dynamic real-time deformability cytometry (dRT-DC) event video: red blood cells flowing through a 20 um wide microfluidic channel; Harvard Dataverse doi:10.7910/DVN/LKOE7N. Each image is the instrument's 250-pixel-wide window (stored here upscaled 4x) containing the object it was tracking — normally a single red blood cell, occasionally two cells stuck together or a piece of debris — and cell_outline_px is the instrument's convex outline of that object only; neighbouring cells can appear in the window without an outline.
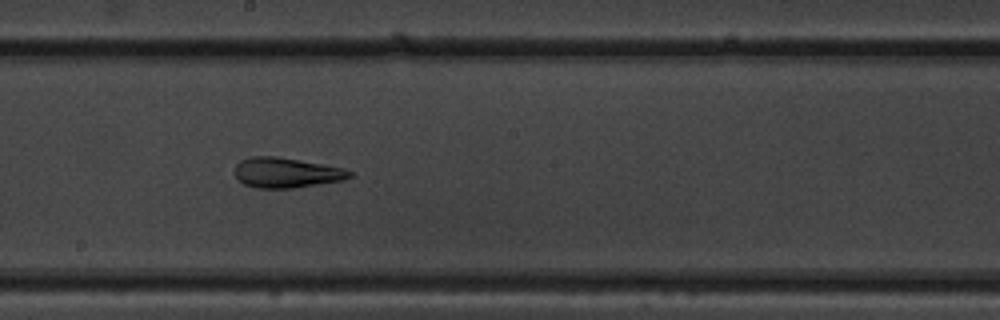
{"species": "common noctule bat (a hibernating species)", "species_latin": "Nyctalus noctula", "temperature_condition": "warm", "stored_images_in_passage": 41, "camera_frame_rate_fps": 3000, "um_per_image_px": 0.085, "animal": {"sex": "male", "body_mass_g": 19.5, "forearm_length_mm": 54.6}, "frame": {"image": 1, "passage_image": 18, "time_ms": 5.667, "image_size_px": [1000, 320], "cell_outline_px": [[352, 176], [344, 180], [292, 188], [256, 188], [244, 184], [236, 176], [236, 164], [240, 160], [252, 156], [276, 156], [344, 168], [352, 172]], "centroid_in_image_um": [24.34, 14.68], "position_along_channel_um": 223.9, "area_um2": 20.0}}
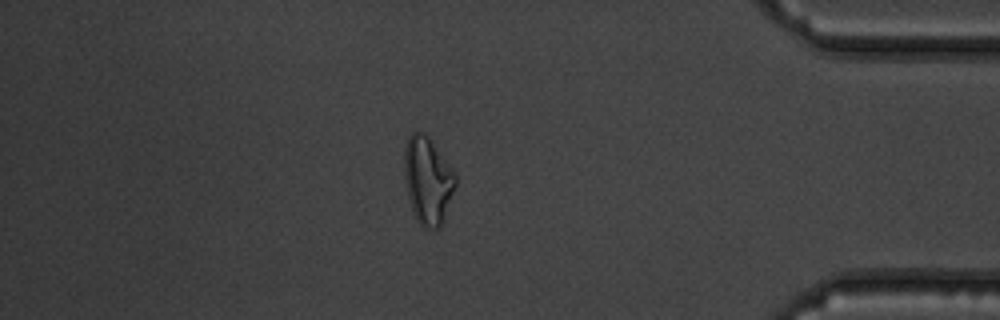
{"frame": {"image": 2, "passage_image": 34, "time_ms": 11.0, "image_size_px": [1000, 320], "cell_outline_px": [[456, 184], [440, 228], [424, 228], [420, 224], [412, 208], [408, 196], [404, 176], [404, 148], [408, 136], [412, 132], [424, 132], [432, 140], [456, 176]], "centroid_in_image_um": [36.34, 15.3], "position_along_channel_um": 398.9, "area_um2": 25.72}}
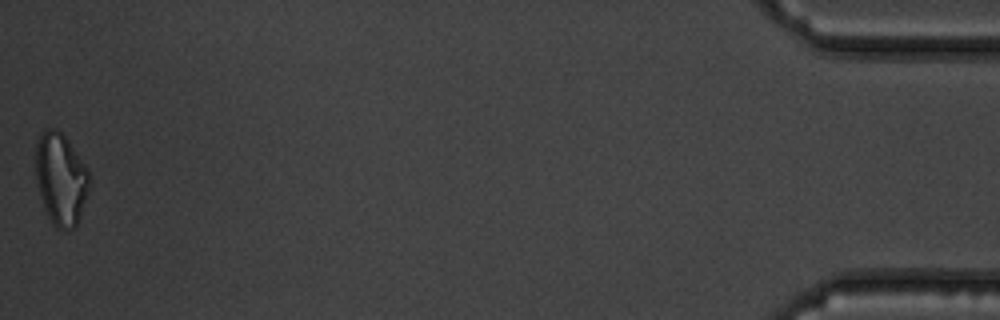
{"frame": {"image": 3, "passage_image": 41, "time_ms": 13.333, "image_size_px": [1000, 320], "cell_outline_px": [[92, 180], [88, 196], [76, 228], [68, 232], [56, 228], [52, 224], [44, 208], [36, 176], [36, 140], [40, 132], [44, 128], [56, 128], [68, 140], [88, 168], [92, 176]], "centroid_in_image_um": [5.21, 15.23], "position_along_channel_um": 430.0, "area_um2": 29.54}, "authors_computed_cell_mechanics": {"area_um2": 21.7328, "velocity_mm_per_s": 3.8771, "shape_relaxation_time_tau1_ms": null, "shape_relaxation_time_tau2_ms": 3.6251, "deformation_change_tau1": null, "deformation_change_tau2": 0.1023}}